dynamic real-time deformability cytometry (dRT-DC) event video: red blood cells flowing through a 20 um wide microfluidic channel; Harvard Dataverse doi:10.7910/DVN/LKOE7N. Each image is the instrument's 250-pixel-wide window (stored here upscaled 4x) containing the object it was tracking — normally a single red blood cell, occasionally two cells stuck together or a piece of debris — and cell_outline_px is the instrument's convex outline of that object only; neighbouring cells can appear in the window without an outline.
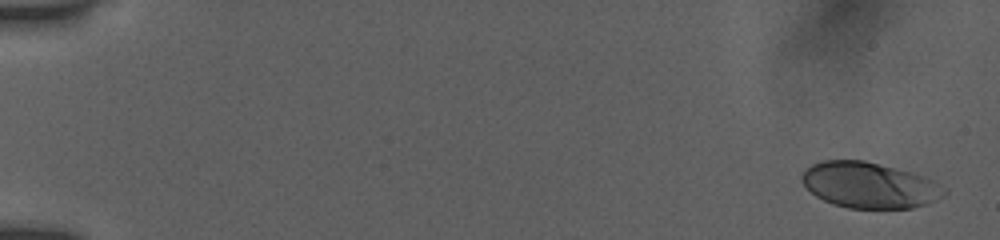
{"species": "human", "species_latin": "Homo sapiens", "temperature_condition": "room temperature", "stored_images_in_passage": 54, "camera_frame_rate_fps": 3000, "um_per_image_px": 0.085, "donor": {"sex": "female"}, "frame": {"image": 1, "passage_image": 2, "time_ms": 0.333, "image_size_px": [1000, 240], "cell_outline_px": [[948, 192], [944, 196], [928, 204], [912, 208], [848, 208], [832, 204], [816, 196], [800, 180], [800, 176], [804, 168], [812, 164], [824, 160], [864, 160], [912, 172], [924, 176], [948, 188]], "centroid_in_image_um": [73.91, 15.74], "position_along_channel_um": 11.1, "area_um2": 38.32}}
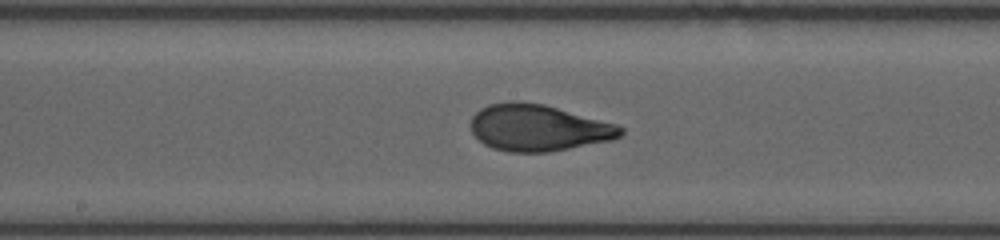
{"frame": {"image": 2, "passage_image": 30, "time_ms": 9.667, "image_size_px": [1000, 240], "cell_outline_px": [[624, 132], [620, 136], [612, 140], [548, 152], [508, 152], [492, 148], [484, 144], [472, 132], [472, 116], [480, 108], [488, 104], [512, 100], [520, 100], [544, 104], [616, 124], [624, 128]], "centroid_in_image_um": [45.74, 10.85], "position_along_channel_um": 202.5, "area_um2": 40.69}}
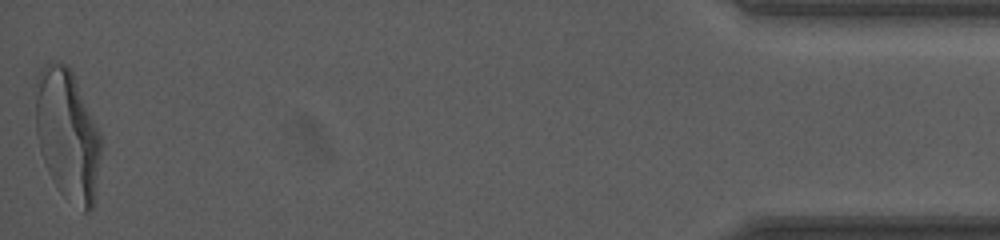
{"frame": {"image": 3, "passage_image": 54, "time_ms": 17.667, "image_size_px": [1000, 240], "cell_outline_px": [[100, 156], [92, 208], [88, 212], [84, 212], [64, 196], [60, 192], [52, 180], [48, 172], [40, 152], [36, 136], [32, 88], [36, 76], [40, 68], [48, 60], [60, 60], [72, 72], [100, 132]], "centroid_in_image_um": [5.65, 11.36], "position_along_channel_um": 429.6, "area_um2": 50.69}, "authors_computed_cell_mechanics": {"area_um2": 40.1999, "velocity_mm_per_s": 3.8654, "shape_relaxation_time_tau1_ms": 3.8075, "shape_relaxation_time_tau2_ms": 0.7781, "deformation_change_tau1": 0.175, "deformation_change_tau2": 0.067}}